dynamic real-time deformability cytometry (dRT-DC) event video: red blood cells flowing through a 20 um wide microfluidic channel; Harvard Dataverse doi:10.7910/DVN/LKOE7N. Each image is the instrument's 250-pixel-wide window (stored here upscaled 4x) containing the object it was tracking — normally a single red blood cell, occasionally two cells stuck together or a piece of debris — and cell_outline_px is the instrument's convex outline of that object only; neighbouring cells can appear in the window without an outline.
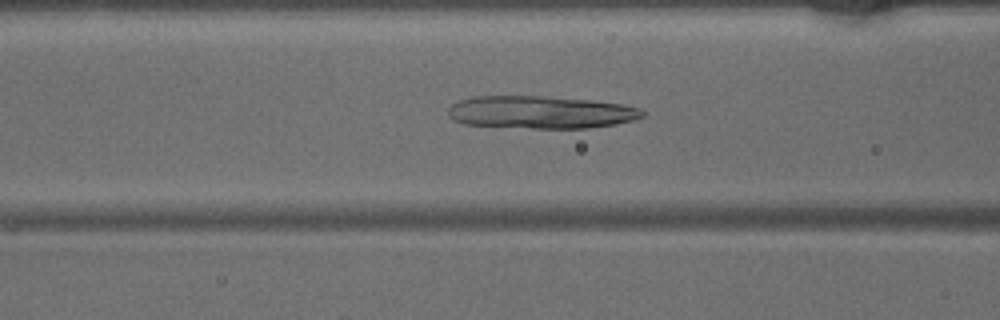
{"species": "common noctule bat (a hibernating species)", "species_latin": "Nyctalus noctula", "temperature_condition": "warm", "stored_images_in_passage": 46, "camera_frame_rate_fps": 3000, "um_per_image_px": 0.085, "animal": {"sex": "male", "body_mass_g": 15.6}, "frame": {"image": 1, "passage_image": 18, "time_ms": 5.667, "image_size_px": [1000, 320], "cell_outline_px": [[648, 112], [644, 116], [636, 120], [616, 124], [588, 128], [532, 128], [464, 124], [452, 120], [448, 116], [448, 108], [452, 104], [460, 100], [472, 96], [544, 96], [588, 100], [624, 104], [640, 108]], "centroid_in_image_um": [45.99, 9.54], "position_along_channel_um": 120.6, "area_um2": 37.22}}
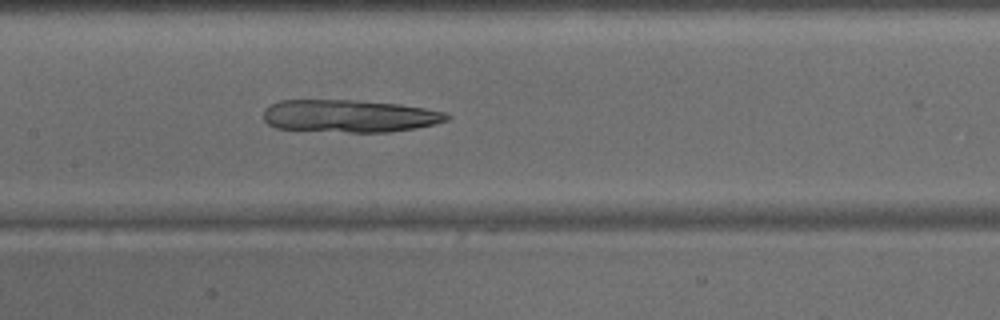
{"frame": {"image": 2, "passage_image": 22, "time_ms": 7.0, "image_size_px": [1000, 320], "cell_outline_px": [[452, 116], [448, 120], [436, 124], [416, 128], [392, 132], [348, 132], [276, 128], [268, 124], [264, 120], [264, 108], [280, 100], [356, 100], [396, 104], [424, 108], [448, 112]], "centroid_in_image_um": [29.74, 9.86], "position_along_channel_um": 177.7, "area_um2": 34.91}}
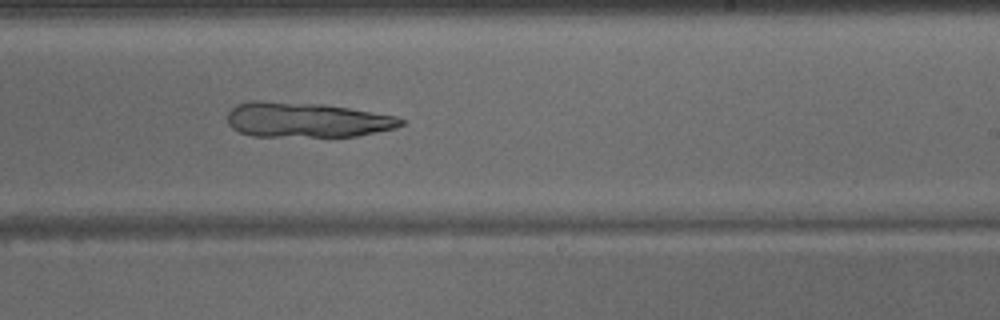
{"frame": {"image": 3, "passage_image": 28, "time_ms": 9.0, "image_size_px": [1000, 320], "cell_outline_px": [[404, 124], [396, 128], [356, 136], [252, 136], [240, 132], [232, 128], [228, 124], [228, 112], [236, 104], [252, 100], [260, 100], [324, 104], [396, 116], [404, 120]], "centroid_in_image_um": [26.03, 10.18], "position_along_channel_um": 263.0, "area_um2": 35.37}}